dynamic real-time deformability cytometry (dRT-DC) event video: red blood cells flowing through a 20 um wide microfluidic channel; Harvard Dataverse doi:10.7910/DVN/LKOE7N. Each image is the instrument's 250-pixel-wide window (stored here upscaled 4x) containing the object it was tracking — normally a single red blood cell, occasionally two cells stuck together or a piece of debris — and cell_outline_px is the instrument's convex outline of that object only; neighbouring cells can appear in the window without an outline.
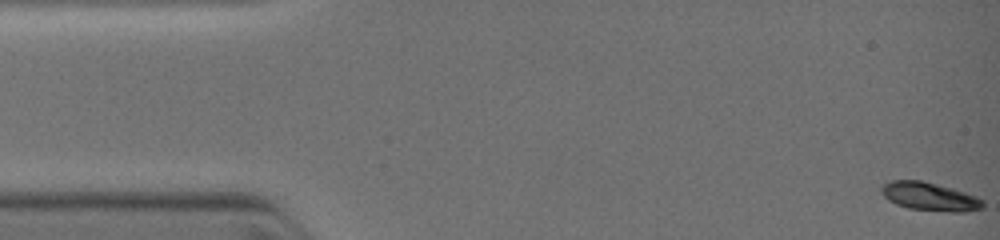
{"species": "common noctule bat (a hibernating species)", "species_latin": "Nyctalus noctula", "temperature_condition": "warm", "stored_images_in_passage": 15, "camera_frame_rate_fps": 3000, "um_per_image_px": 0.085, "animal": {"sex": "female", "body_mass_g": 19.0, "forearm_length_mm": 51.5}, "frame": {"image": 1, "passage_image": 1, "time_ms": 0.0, "image_size_px": [1000, 240], "cell_outline_px": [[984, 208], [964, 212], [952, 212], [908, 208], [896, 204], [888, 200], [880, 192], [880, 188], [884, 184], [892, 180], [920, 180], [976, 196], [984, 200]], "centroid_in_image_um": [79.01, 16.72], "position_along_channel_um": 6.0, "area_um2": 16.53}}